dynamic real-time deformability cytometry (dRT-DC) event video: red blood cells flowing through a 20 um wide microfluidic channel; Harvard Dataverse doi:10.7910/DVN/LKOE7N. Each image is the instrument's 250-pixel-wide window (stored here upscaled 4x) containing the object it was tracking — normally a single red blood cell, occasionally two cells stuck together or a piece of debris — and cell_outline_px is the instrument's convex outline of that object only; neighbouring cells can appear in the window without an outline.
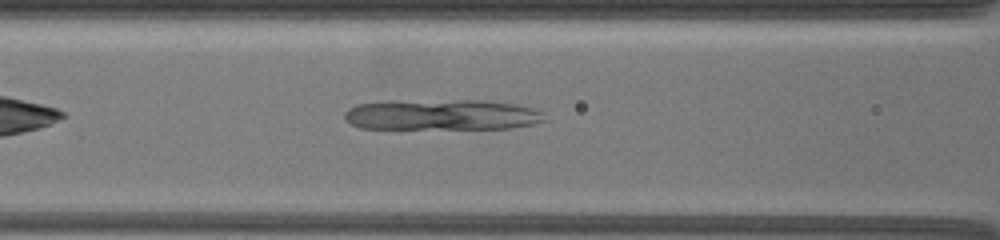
{"species": "common noctule bat (a hibernating species)", "species_latin": "Nyctalus noctula", "temperature_condition": "warm", "stored_images_in_passage": 26, "camera_frame_rate_fps": 3000, "um_per_image_px": 0.085, "animal": {"sex": "female", "body_mass_g": 19.5, "forearm_length_mm": 54.1}, "frame": {"image": 1, "passage_image": 17, "time_ms": 3.0, "image_size_px": [1000, 240], "cell_outline_px": [[544, 120], [532, 124], [508, 128], [360, 128], [344, 120], [344, 112], [348, 108], [356, 104], [384, 100], [484, 100], [516, 104], [532, 108], [540, 112]], "centroid_in_image_um": [37.45, 9.73], "position_along_channel_um": 129.2, "area_um2": 35.89}}
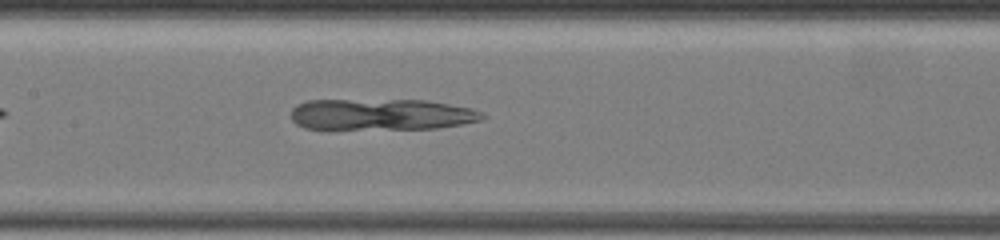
{"frame": {"image": 2, "passage_image": 25, "time_ms": 4.333, "image_size_px": [1000, 240], "cell_outline_px": [[484, 116], [480, 120], [440, 128], [328, 132], [324, 132], [304, 128], [296, 124], [292, 120], [292, 108], [296, 104], [308, 100], [424, 100], [472, 108], [484, 112]], "centroid_in_image_um": [32.29, 9.78], "position_along_channel_um": 175.1, "area_um2": 36.53}}